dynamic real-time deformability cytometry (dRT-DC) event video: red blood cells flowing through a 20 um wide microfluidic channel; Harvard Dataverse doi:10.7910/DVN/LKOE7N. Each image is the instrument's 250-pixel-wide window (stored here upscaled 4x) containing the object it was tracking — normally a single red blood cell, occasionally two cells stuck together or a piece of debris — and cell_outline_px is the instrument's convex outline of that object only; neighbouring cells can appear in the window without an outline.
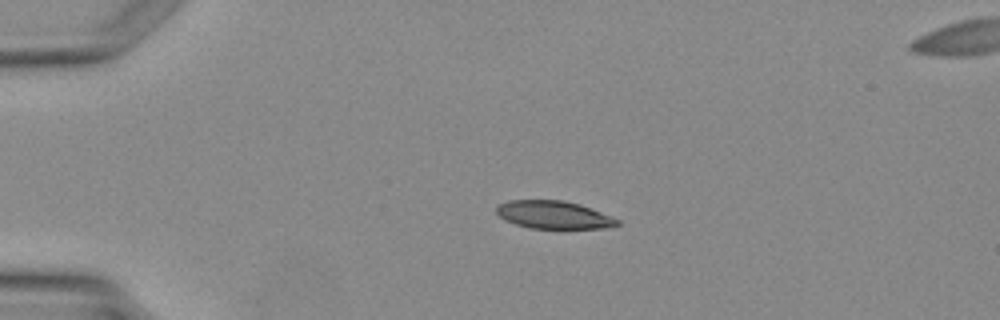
{"species": "Egyptian fruit bat (a non-hibernating species)", "species_latin": "Rousettus aegyptiacus", "temperature_condition": "warm", "stored_images_in_passage": 4, "camera_frame_rate_fps": 3000, "um_per_image_px": 0.085, "animal": {"sex": "female"}, "frame": {"image": 1, "passage_image": 3, "time_ms": 3.333, "image_size_px": [1000, 320], "cell_outline_px": [[620, 224], [604, 228], [528, 228], [504, 220], [496, 212], [496, 204], [508, 200], [560, 200], [580, 204], [612, 216], [620, 220]], "centroid_in_image_um": [47.04, 18.25], "position_along_channel_um": 38.0, "area_um2": 19.65}}